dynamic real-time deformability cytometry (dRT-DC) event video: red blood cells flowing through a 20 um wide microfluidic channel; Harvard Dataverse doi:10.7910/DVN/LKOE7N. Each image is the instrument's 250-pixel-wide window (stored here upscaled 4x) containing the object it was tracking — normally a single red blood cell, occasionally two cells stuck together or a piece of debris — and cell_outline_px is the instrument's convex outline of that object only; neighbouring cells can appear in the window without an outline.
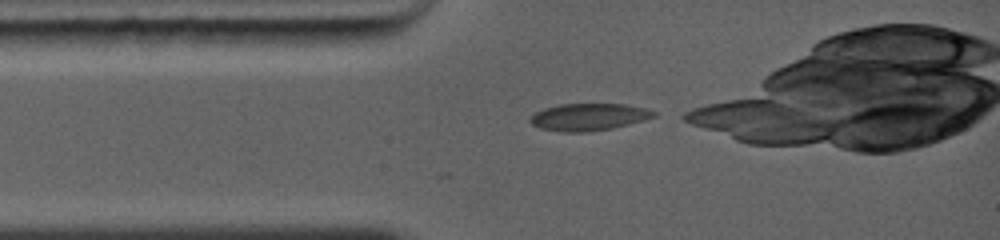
{"species": "common noctule bat (a hibernating species)", "species_latin": "Nyctalus noctula", "temperature_condition": "warm", "stored_images_in_passage": 24, "camera_frame_rate_fps": 5000, "um_per_image_px": 0.085, "animal": {"sex": "female", "body_mass_g": 19.0, "forearm_length_mm": 56.7}, "frame": {"image": 1, "passage_image": 1, "time_ms": 0.0, "image_size_px": [1000, 240], "cell_outline_px": [[656, 116], [644, 120], [612, 128], [588, 132], [564, 132], [540, 128], [532, 124], [528, 120], [536, 112], [544, 108], [564, 104], [624, 104], [644, 108], [656, 112]], "centroid_in_image_um": [50.03, 9.95], "position_along_channel_um": 35.0, "area_um2": 19.36}}
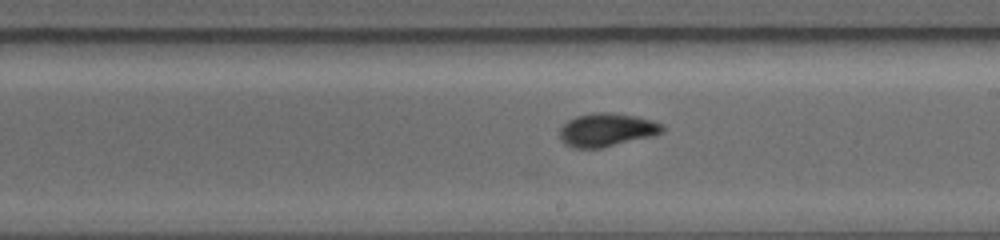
{"frame": {"image": 2, "passage_image": 14, "time_ms": 4.8, "image_size_px": [1000, 240], "cell_outline_px": [[664, 128], [660, 132], [652, 136], [600, 148], [572, 148], [564, 144], [560, 140], [560, 128], [568, 120], [576, 116], [632, 116], [648, 120], [660, 124]], "centroid_in_image_um": [51.49, 11.12], "position_along_channel_um": 237.5, "area_um2": 18.55}}
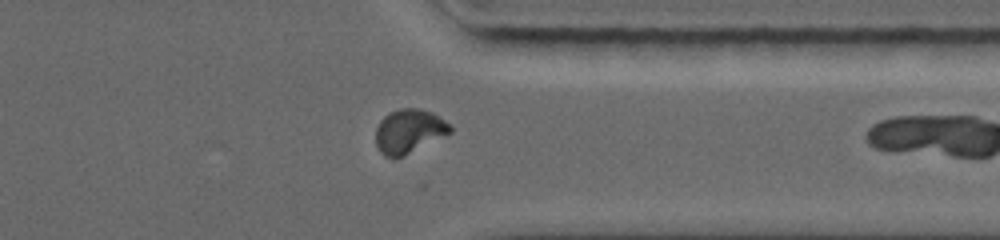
{"frame": {"image": 3, "passage_image": 23, "time_ms": 8.0, "image_size_px": [1000, 240], "cell_outline_px": [[452, 132], [404, 156], [392, 160], [384, 156], [380, 152], [376, 144], [376, 128], [380, 120], [388, 112], [400, 108], [416, 108], [432, 112], [448, 124], [452, 128]], "centroid_in_image_um": [34.72, 11.17], "position_along_channel_um": 376.7, "area_um2": 19.19}}